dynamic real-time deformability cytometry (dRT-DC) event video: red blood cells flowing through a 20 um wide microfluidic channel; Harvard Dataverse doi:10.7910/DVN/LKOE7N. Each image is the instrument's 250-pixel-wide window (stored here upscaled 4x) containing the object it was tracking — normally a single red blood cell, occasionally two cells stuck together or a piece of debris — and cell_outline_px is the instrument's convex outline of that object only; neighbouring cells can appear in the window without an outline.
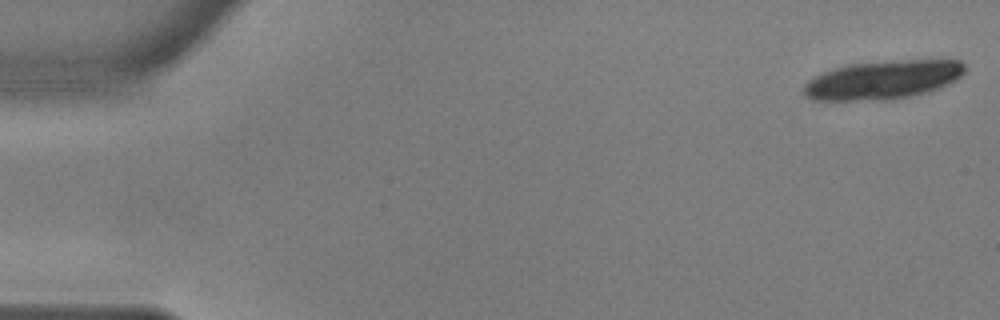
{"species": "common noctule bat (a hibernating species)", "species_latin": "Nyctalus noctula", "temperature_condition": "warm", "stored_images_in_passage": 19, "camera_frame_rate_fps": 3000, "um_per_image_px": 0.085, "animal": {"sex": "male", "body_mass_g": 17.9, "forearm_length_mm": 54.2}, "frame": {"image": 1, "passage_image": 1, "time_ms": 0.0, "image_size_px": [1000, 320], "cell_outline_px": [[964, 72], [956, 80], [940, 88], [928, 92], [912, 96], [888, 100], [812, 100], [804, 92], [804, 84], [812, 76], [848, 64], [892, 60], [960, 60], [964, 64]], "centroid_in_image_um": [75.05, 6.79], "position_along_channel_um": 9.9, "area_um2": 36.41}}